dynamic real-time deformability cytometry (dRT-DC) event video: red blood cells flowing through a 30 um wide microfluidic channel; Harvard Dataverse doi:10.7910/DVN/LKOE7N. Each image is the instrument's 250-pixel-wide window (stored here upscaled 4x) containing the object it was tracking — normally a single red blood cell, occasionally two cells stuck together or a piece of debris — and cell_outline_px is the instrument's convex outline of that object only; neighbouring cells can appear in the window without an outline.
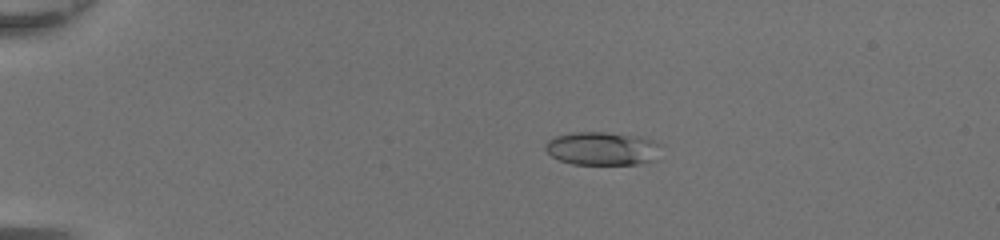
{"species": "common noctule bat (a hibernating species)", "species_latin": "Nyctalus noctula", "temperature_condition": "room temperature", "stored_images_in_passage": 50, "camera_frame_rate_fps": 3000, "um_per_image_px": 0.085, "animal": {"sex": "female", "body_mass_g": 20.0, "forearm_length_mm": 54.0}, "frame": {"image": 1, "passage_image": 12, "time_ms": 3.667, "image_size_px": [1000, 240], "cell_outline_px": [[664, 144], [656, 160], [640, 164], [572, 164], [560, 160], [552, 156], [544, 148], [544, 144], [548, 140], [556, 136], [572, 132], [604, 132], [640, 136]], "centroid_in_image_um": [51.25, 12.62], "position_along_channel_um": 33.8, "area_um2": 22.83}}
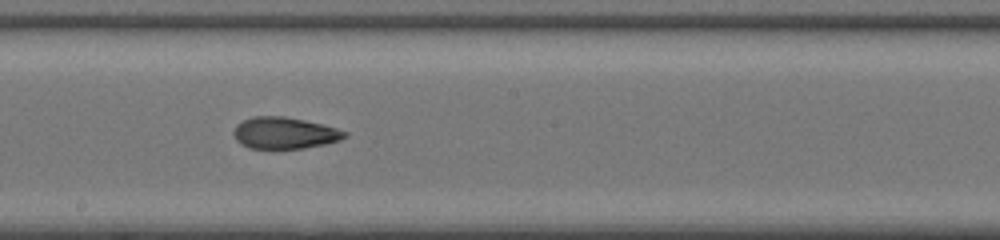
{"frame": {"image": 2, "passage_image": 30, "time_ms": 9.667, "image_size_px": [1000, 240], "cell_outline_px": [[348, 136], [340, 140], [324, 144], [304, 148], [248, 148], [240, 144], [236, 140], [232, 132], [236, 124], [252, 116], [284, 116], [304, 120], [336, 128], [348, 132]], "centroid_in_image_um": [24.16, 11.3], "position_along_channel_um": 224.0, "area_um2": 20.46}}
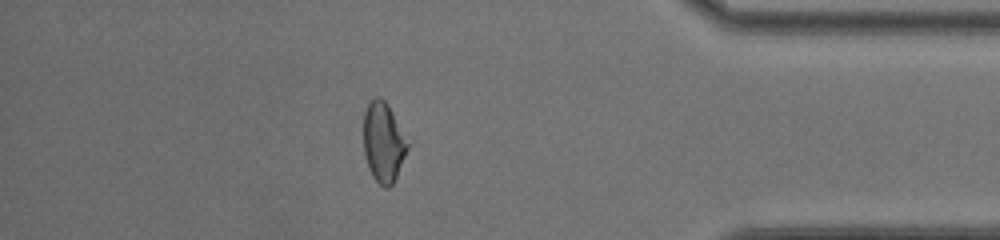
{"frame": {"image": 3, "passage_image": 44, "time_ms": 14.333, "image_size_px": [1000, 240], "cell_outline_px": [[412, 140], [396, 176], [392, 184], [388, 188], [384, 188], [372, 176], [368, 168], [364, 152], [364, 112], [368, 104], [376, 96], [380, 96], [388, 104]], "centroid_in_image_um": [32.64, 12.05], "position_along_channel_um": 402.6, "area_um2": 21.04}, "authors_computed_cell_mechanics": {"area_um2": 21.3282, "velocity_mm_per_s": 4.4208, "shape_relaxation_time_tau1_ms": null, "shape_relaxation_time_tau2_ms": 1.9426, "deformation_change_tau1": null, "deformation_change_tau2": 0.0792}}